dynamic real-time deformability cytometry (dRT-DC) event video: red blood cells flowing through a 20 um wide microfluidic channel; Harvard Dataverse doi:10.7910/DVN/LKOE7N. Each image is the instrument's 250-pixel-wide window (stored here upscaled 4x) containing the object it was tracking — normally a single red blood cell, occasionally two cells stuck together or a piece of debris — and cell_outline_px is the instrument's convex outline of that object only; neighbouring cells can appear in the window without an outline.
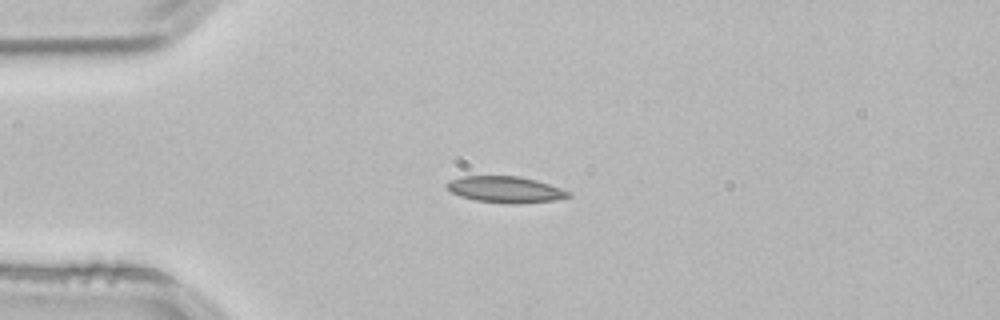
{"species": "common noctule bat (a hibernating species)", "species_latin": "Nyctalus noctula", "temperature_condition": "room temperature", "stored_images_in_passage": 52, "camera_frame_rate_fps": 3000, "um_per_image_px": 0.085, "animal": {"sex": "male", "body_mass_g": 21.5, "forearm_length_mm": 52.0}, "frame": {"image": 1, "passage_image": 12, "time_ms": 3.667, "image_size_px": [1000, 320], "cell_outline_px": [[572, 196], [556, 200], [516, 204], [476, 200], [460, 196], [452, 192], [444, 184], [448, 180], [460, 176], [520, 176], [536, 180], [572, 192]], "centroid_in_image_um": [42.96, 16.1], "position_along_channel_um": 42.0, "area_um2": 18.67}}
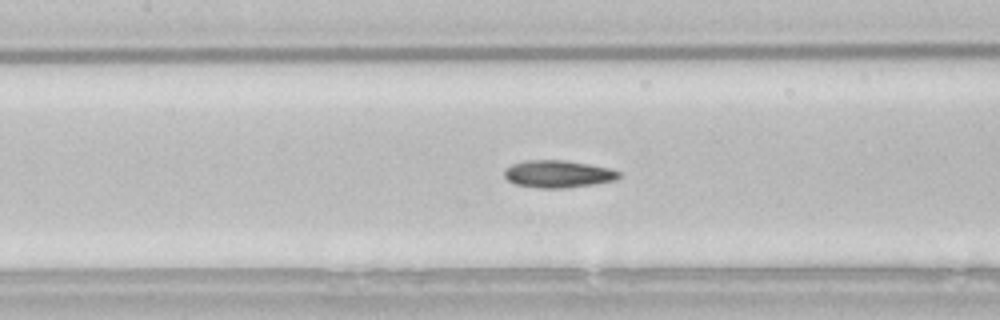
{"frame": {"image": 2, "passage_image": 23, "time_ms": 7.333, "image_size_px": [1000, 320], "cell_outline_px": [[620, 176], [616, 180], [592, 184], [564, 188], [536, 188], [516, 184], [508, 180], [504, 176], [504, 168], [512, 164], [528, 160], [564, 160], [612, 168], [620, 172]], "centroid_in_image_um": [47.43, 14.78], "position_along_channel_um": 160.0, "area_um2": 18.26}}
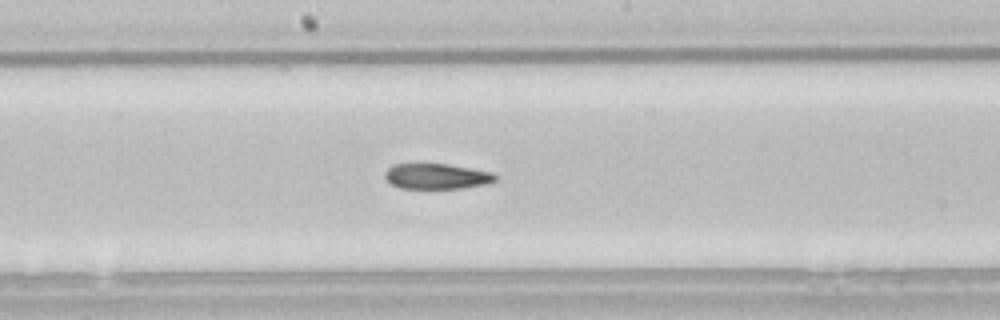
{"frame": {"image": 3, "passage_image": 27, "time_ms": 8.667, "image_size_px": [1000, 320], "cell_outline_px": [[496, 180], [484, 184], [460, 188], [400, 188], [392, 184], [384, 176], [384, 172], [388, 168], [396, 164], [448, 164], [492, 172], [496, 176]], "centroid_in_image_um": [37.1, 14.98], "position_along_channel_um": 211.1, "area_um2": 16.13}, "authors_computed_cell_mechanics": {"area_um2": 17.7157, "velocity_mm_per_s": 3.8428, "shape_relaxation_time_tau1_ms": null, "shape_relaxation_time_tau2_ms": 6.1139, "deformation_change_tau1": null, "deformation_change_tau2": 0.1336}}